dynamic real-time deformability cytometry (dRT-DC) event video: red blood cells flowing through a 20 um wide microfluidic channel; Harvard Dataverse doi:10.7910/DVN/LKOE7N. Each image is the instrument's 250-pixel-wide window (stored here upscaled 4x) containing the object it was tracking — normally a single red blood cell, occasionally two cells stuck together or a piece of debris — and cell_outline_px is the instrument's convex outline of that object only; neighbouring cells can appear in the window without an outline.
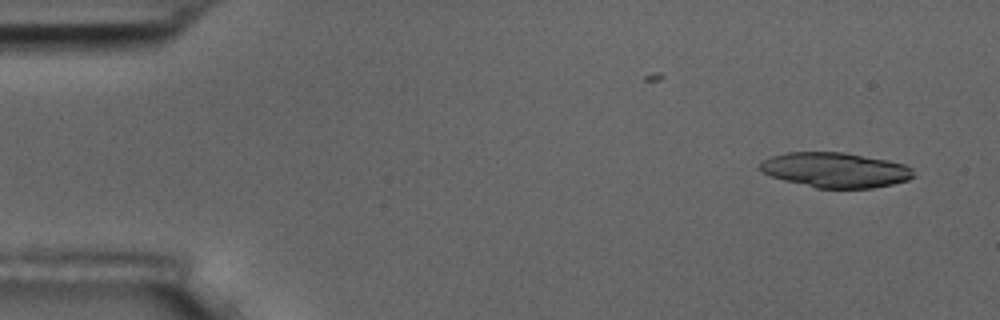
{"species": "common noctule bat (a hibernating species)", "species_latin": "Nyctalus noctula", "temperature_condition": "room temperature", "stored_images_in_passage": 2, "camera_frame_rate_fps": 3000, "um_per_image_px": 0.085, "animal": {"sex": "male", "body_mass_g": 17.5, "forearm_length_mm": 52.3}, "frame": {"image": 1, "passage_image": 2, "time_ms": 1.333, "image_size_px": [1000, 320], "cell_outline_px": [[916, 176], [908, 180], [892, 184], [872, 188], [816, 188], [784, 180], [760, 172], [760, 160], [772, 156], [788, 152], [844, 152], [888, 160], [904, 164], [912, 168]], "centroid_in_image_um": [71.01, 14.44], "position_along_channel_um": 14.0, "area_um2": 31.44}}